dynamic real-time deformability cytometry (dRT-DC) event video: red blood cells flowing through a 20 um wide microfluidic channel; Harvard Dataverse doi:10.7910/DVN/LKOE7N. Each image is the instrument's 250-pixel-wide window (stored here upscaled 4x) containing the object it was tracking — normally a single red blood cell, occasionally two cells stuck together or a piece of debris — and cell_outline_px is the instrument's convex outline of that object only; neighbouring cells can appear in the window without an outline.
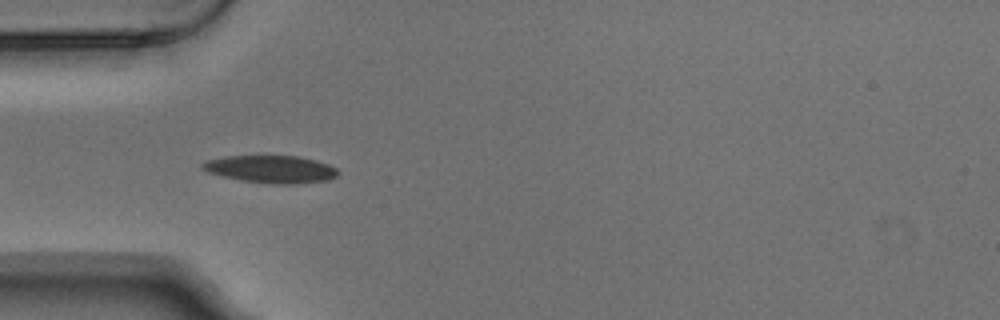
{"species": "Egyptian fruit bat (a non-hibernating species)", "species_latin": "Rousettus aegyptiacus", "temperature_condition": "warm", "stored_images_in_passage": 4, "camera_frame_rate_fps": 3000, "um_per_image_px": 0.085, "animal": {"sex": "male"}, "frame": {"image": 1, "passage_image": 4, "time_ms": 1.0, "image_size_px": [1000, 320], "cell_outline_px": [[340, 172], [336, 176], [328, 180], [292, 184], [272, 184], [240, 180], [208, 172], [200, 168], [200, 164], [208, 160], [224, 156], [296, 156], [316, 160], [328, 164], [336, 168]], "centroid_in_image_um": [23.03, 14.38], "position_along_channel_um": 62.0, "area_um2": 21.68}}